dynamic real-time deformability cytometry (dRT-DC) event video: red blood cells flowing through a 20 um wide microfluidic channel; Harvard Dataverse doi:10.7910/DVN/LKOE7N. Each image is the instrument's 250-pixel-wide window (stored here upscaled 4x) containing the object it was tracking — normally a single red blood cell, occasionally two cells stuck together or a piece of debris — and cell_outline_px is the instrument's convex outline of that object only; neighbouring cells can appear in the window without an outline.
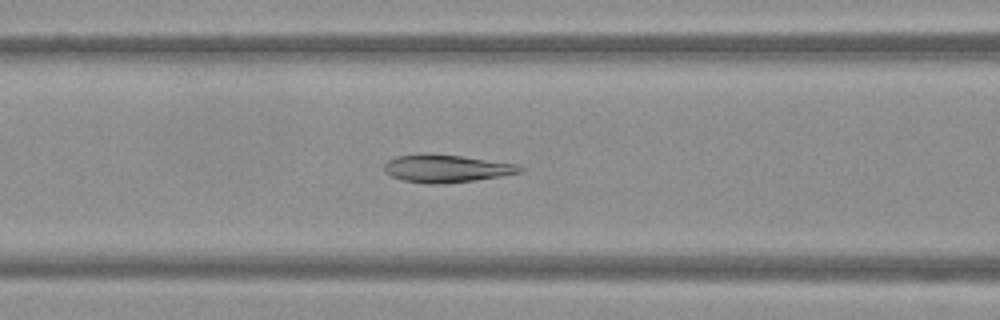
{"species": "Egyptian fruit bat (a non-hibernating species)", "species_latin": "Rousettus aegyptiacus", "temperature_condition": "warm", "stored_images_in_passage": 50, "camera_frame_rate_fps": 3000, "um_per_image_px": 0.085, "frame": {"image": 1, "passage_image": 20, "time_ms": 6.333, "image_size_px": [1000, 320], "cell_outline_px": [[524, 172], [500, 176], [444, 184], [428, 184], [404, 180], [392, 176], [384, 172], [384, 164], [388, 160], [396, 156], [424, 152], [460, 156], [520, 164], [524, 168]], "centroid_in_image_um": [37.94, 14.31], "position_along_channel_um": 128.7, "area_um2": 22.14}}
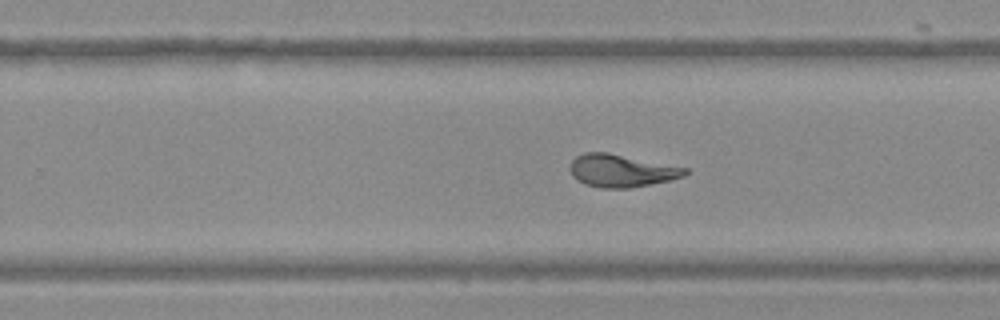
{"frame": {"image": 2, "passage_image": 31, "time_ms": 10.0, "image_size_px": [1000, 320], "cell_outline_px": [[688, 172], [684, 176], [668, 180], [628, 188], [600, 188], [584, 184], [576, 180], [572, 176], [568, 168], [572, 160], [576, 156], [584, 152], [608, 152], [688, 168]], "centroid_in_image_um": [52.76, 14.5], "position_along_channel_um": 277.0, "area_um2": 21.91}}
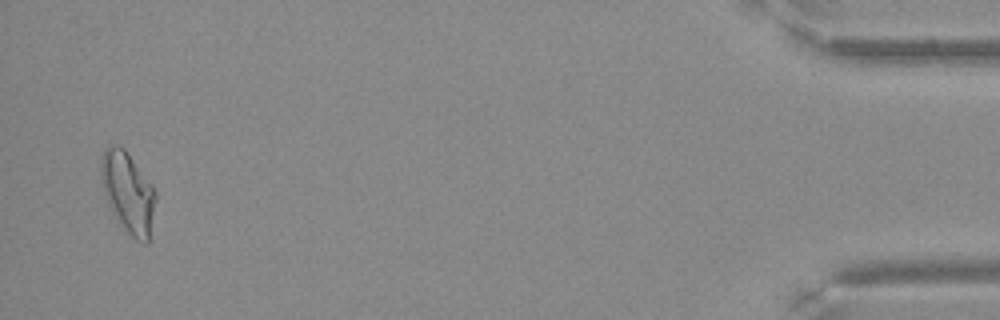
{"frame": {"image": 3, "passage_image": 48, "time_ms": 15.667, "image_size_px": [1000, 320], "cell_outline_px": [[156, 200], [148, 244], [144, 244], [136, 240], [128, 232], [116, 216], [108, 204], [104, 192], [100, 176], [100, 156], [104, 148], [108, 144], [116, 144], [124, 148], [156, 188]], "centroid_in_image_um": [10.88, 16.29], "position_along_channel_um": 424.3, "area_um2": 25.89}}